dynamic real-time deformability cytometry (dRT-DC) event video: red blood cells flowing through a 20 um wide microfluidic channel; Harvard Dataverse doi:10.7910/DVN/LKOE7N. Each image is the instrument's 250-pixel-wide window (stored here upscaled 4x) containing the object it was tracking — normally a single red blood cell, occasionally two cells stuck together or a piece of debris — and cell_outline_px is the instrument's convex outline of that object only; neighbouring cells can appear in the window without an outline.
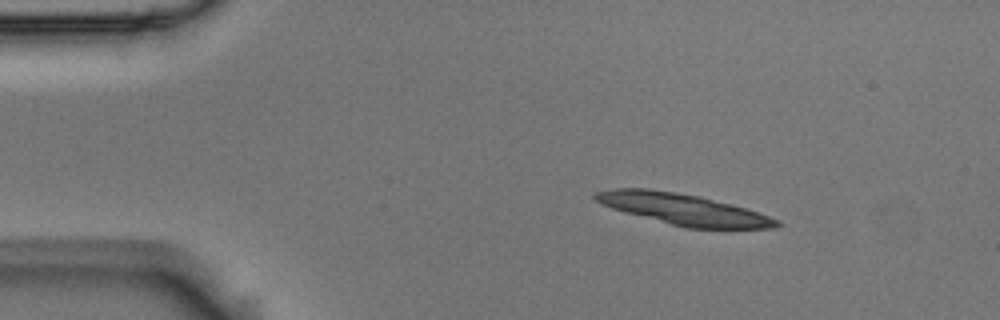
{"species": "Egyptian fruit bat (a non-hibernating species)", "species_latin": "Rousettus aegyptiacus", "temperature_condition": "room temperature", "stored_images_in_passage": 4, "camera_frame_rate_fps": 3000, "um_per_image_px": 0.085, "animal": {"sex": "male"}, "frame": {"image": 1, "passage_image": 1, "time_ms": 0.0, "image_size_px": [1000, 320], "cell_outline_px": [[780, 224], [776, 228], [684, 228], [624, 212], [612, 208], [596, 200], [592, 196], [592, 192], [612, 188], [648, 188], [676, 192], [700, 196], [744, 208], [780, 220]], "centroid_in_image_um": [58.02, 17.78], "position_along_channel_um": 27.0, "area_um2": 32.66}}
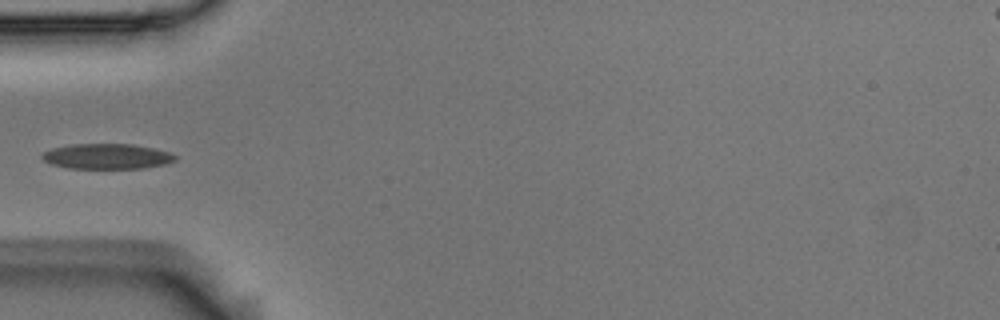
{"frame": {"image": 2, "passage_image": 4, "time_ms": 1.0, "image_size_px": [1000, 320], "cell_outline_px": [[176, 160], [164, 164], [144, 168], [68, 168], [52, 164], [44, 160], [40, 156], [44, 152], [52, 148], [68, 144], [132, 144], [152, 148], [168, 152], [176, 156]], "centroid_in_image_um": [9.06, 13.28], "position_along_channel_um": 75.9, "area_um2": 19.48}}